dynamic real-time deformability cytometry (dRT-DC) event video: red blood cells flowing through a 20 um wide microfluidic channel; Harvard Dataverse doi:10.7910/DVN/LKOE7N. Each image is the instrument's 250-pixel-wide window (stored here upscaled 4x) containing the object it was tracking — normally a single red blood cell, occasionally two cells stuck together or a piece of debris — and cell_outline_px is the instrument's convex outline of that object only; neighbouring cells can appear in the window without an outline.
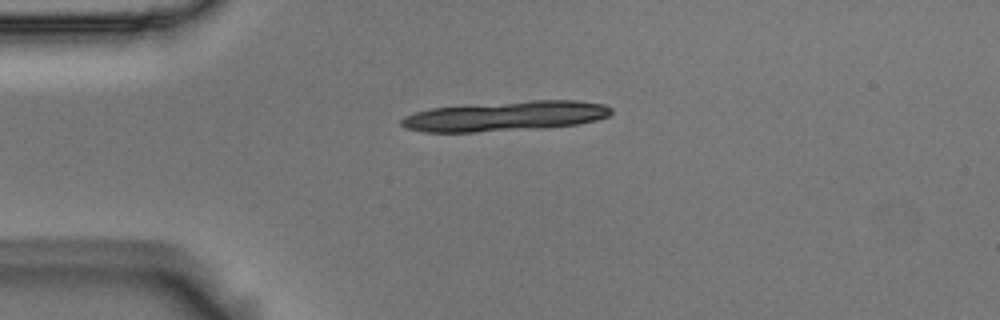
{"species": "Egyptian fruit bat (a non-hibernating species)", "species_latin": "Rousettus aegyptiacus", "temperature_condition": "room temperature", "stored_images_in_passage": 6, "camera_frame_rate_fps": 3000, "um_per_image_px": 0.085, "animal": {"sex": "male"}, "frame": {"image": 1, "passage_image": 1, "time_ms": 0.0, "image_size_px": [1000, 320], "cell_outline_px": [[612, 112], [608, 116], [596, 120], [580, 124], [548, 128], [476, 132], [424, 132], [408, 128], [400, 124], [400, 120], [404, 116], [416, 112], [432, 108], [532, 100], [576, 100], [604, 104], [612, 108]], "centroid_in_image_um": [43.01, 9.88], "position_along_channel_um": 42.0, "area_um2": 36.59}}